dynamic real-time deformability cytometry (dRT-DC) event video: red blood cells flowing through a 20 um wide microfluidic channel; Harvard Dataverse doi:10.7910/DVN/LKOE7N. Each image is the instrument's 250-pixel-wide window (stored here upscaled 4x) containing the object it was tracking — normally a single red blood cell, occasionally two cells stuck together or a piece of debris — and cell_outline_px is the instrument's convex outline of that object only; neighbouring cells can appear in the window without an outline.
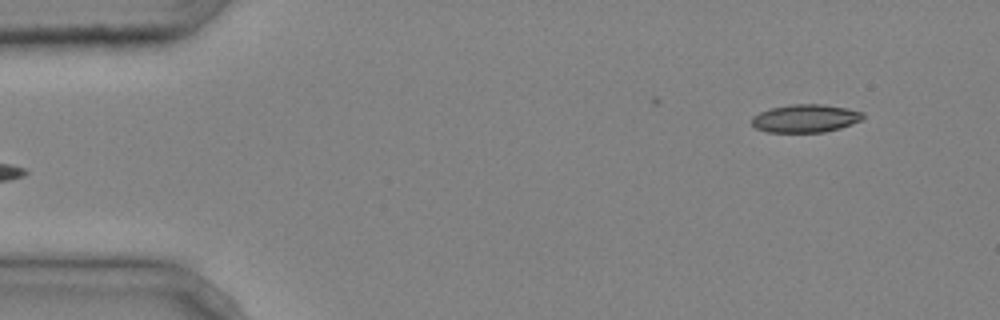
{"species": "common noctule bat (a hibernating species)", "species_latin": "Nyctalus noctula", "temperature_condition": "cold", "stored_images_in_passage": 2, "camera_frame_rate_fps": 3000, "um_per_image_px": 0.085, "animal": {"sex": "male", "body_mass_g": 20.4}, "frame": {"image": 1, "passage_image": 2, "time_ms": 0.333, "image_size_px": [1000, 320], "cell_outline_px": [[864, 116], [860, 120], [852, 124], [840, 128], [824, 132], [768, 132], [756, 128], [752, 124], [752, 116], [760, 112], [772, 108], [792, 104], [824, 104], [848, 108], [864, 112]], "centroid_in_image_um": [68.48, 10.06], "position_along_channel_um": 16.5, "area_um2": 18.15}}